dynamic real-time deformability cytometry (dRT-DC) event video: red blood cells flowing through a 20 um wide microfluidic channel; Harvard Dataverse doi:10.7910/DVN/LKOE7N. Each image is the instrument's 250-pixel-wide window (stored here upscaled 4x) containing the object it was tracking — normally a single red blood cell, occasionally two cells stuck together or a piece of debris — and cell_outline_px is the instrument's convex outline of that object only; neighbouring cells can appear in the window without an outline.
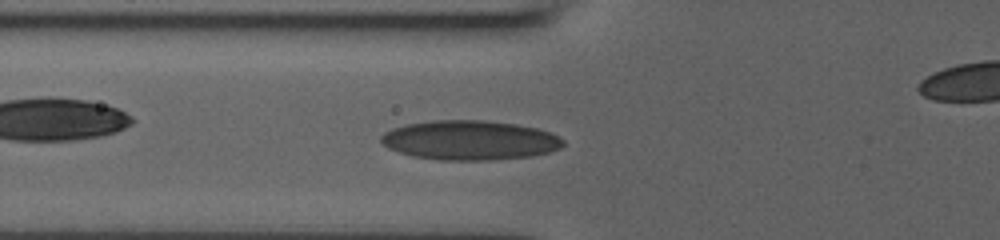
{"species": "human", "species_latin": "Homo sapiens", "temperature_condition": "room temperature", "stored_images_in_passage": 38, "camera_frame_rate_fps": 3000, "um_per_image_px": 0.085, "donor": {"sex": "male"}, "frame": {"image": 1, "passage_image": 11, "time_ms": 3.333, "image_size_px": [1000, 240], "cell_outline_px": [[564, 144], [560, 148], [548, 152], [532, 156], [492, 160], [440, 160], [412, 156], [388, 148], [380, 140], [380, 136], [384, 132], [392, 128], [408, 124], [432, 120], [484, 120], [516, 124], [536, 128], [548, 132], [564, 140]], "centroid_in_image_um": [39.91, 11.92], "position_along_channel_um": 85.9, "area_um2": 41.85}}
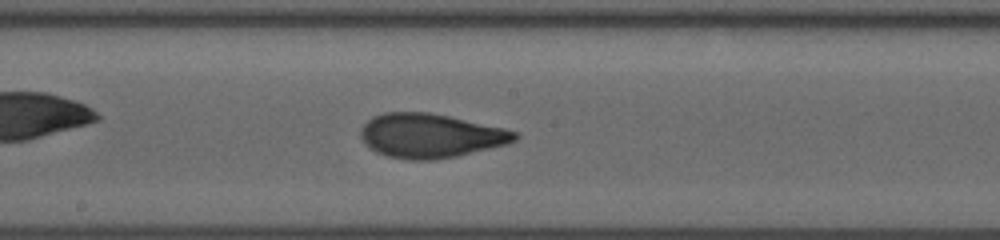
{"frame": {"image": 2, "passage_image": 20, "time_ms": 6.333, "image_size_px": [1000, 240], "cell_outline_px": [[520, 136], [516, 140], [508, 144], [456, 156], [432, 160], [412, 160], [388, 156], [376, 152], [364, 144], [360, 136], [360, 128], [372, 116], [384, 112], [428, 112], [448, 116], [504, 128], [516, 132]], "centroid_in_image_um": [36.56, 11.53], "position_along_channel_um": 211.6, "area_um2": 39.65}}
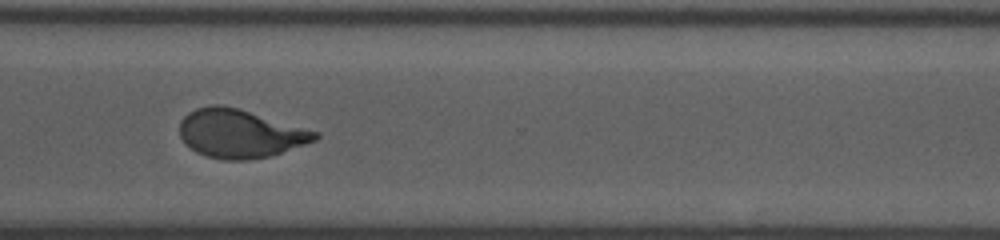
{"frame": {"image": 3, "passage_image": 30, "time_ms": 9.667, "image_size_px": [1000, 240], "cell_outline_px": [[320, 136], [316, 140], [272, 156], [248, 160], [224, 160], [204, 156], [196, 152], [184, 144], [180, 136], [180, 120], [188, 112], [196, 108], [212, 104], [220, 104], [236, 108], [320, 132]], "centroid_in_image_um": [20.38, 11.37], "position_along_channel_um": 350.2, "area_um2": 38.38}}